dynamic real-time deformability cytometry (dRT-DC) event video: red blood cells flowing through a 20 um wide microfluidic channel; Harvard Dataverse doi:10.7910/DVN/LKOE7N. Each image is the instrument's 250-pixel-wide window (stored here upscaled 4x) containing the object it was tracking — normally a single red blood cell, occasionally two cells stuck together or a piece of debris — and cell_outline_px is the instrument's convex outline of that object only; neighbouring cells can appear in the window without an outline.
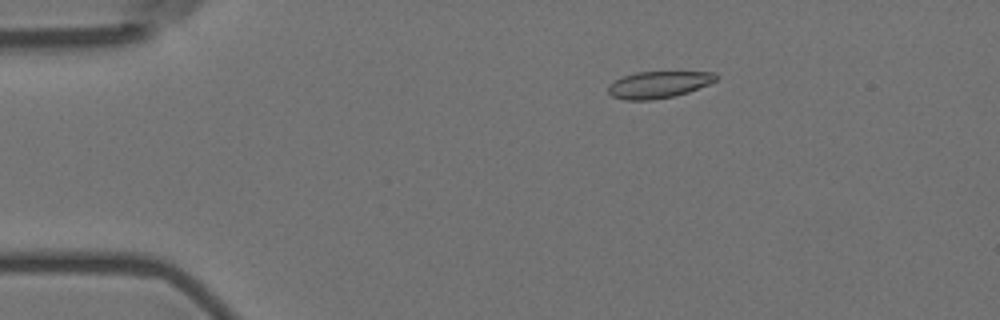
{"species": "Egyptian fruit bat (a non-hibernating species)", "species_latin": "Rousettus aegyptiacus", "temperature_condition": "room temperature", "stored_images_in_passage": 51, "camera_frame_rate_fps": 3000, "um_per_image_px": 0.085, "animal": {"sex": "female"}, "frame": {"image": 1, "passage_image": 5, "time_ms": 1.333, "image_size_px": [1000, 320], "cell_outline_px": [[720, 76], [716, 80], [708, 84], [688, 92], [672, 96], [652, 100], [624, 100], [612, 96], [608, 92], [608, 88], [616, 80], [624, 76], [636, 72], [716, 72]], "centroid_in_image_um": [56.01, 7.19], "position_along_channel_um": 29.0, "area_um2": 16.65}}
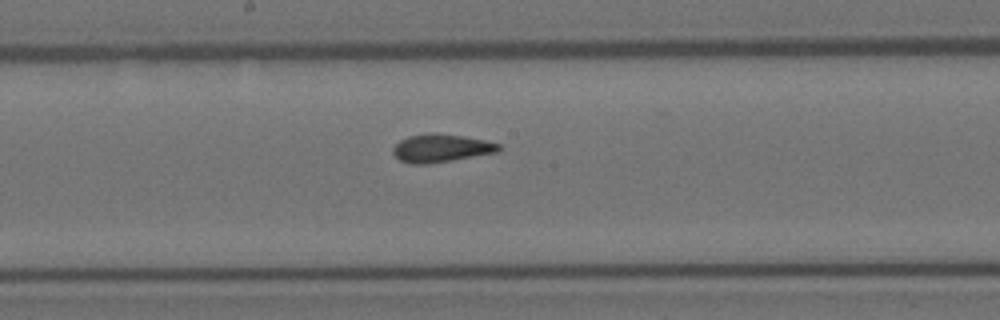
{"frame": {"image": 2, "passage_image": 25, "time_ms": 8.0, "image_size_px": [1000, 320], "cell_outline_px": [[500, 152], [428, 164], [412, 164], [400, 160], [392, 152], [392, 148], [400, 140], [408, 136], [436, 132], [464, 136], [484, 140], [500, 144]], "centroid_in_image_um": [37.5, 12.59], "position_along_channel_um": 210.7, "area_um2": 17.34}}
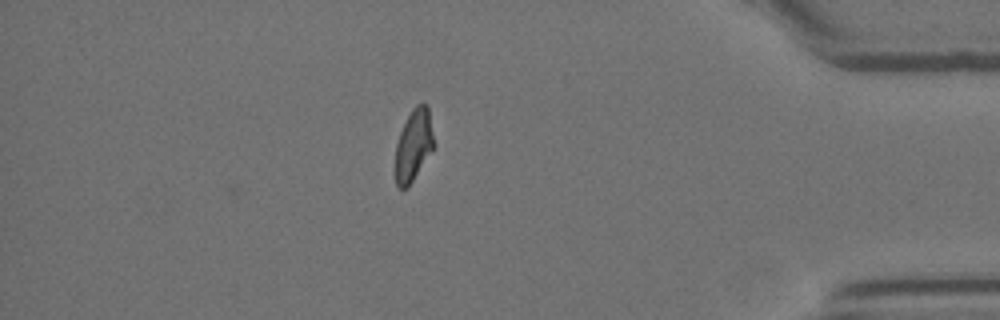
{"frame": {"image": 3, "passage_image": 44, "time_ms": 14.333, "image_size_px": [1000, 320], "cell_outline_px": [[432, 148], [408, 188], [400, 188], [396, 184], [396, 144], [400, 132], [412, 108], [416, 104], [428, 104], [432, 136]], "centroid_in_image_um": [35.12, 12.32], "position_along_channel_um": 400.1, "area_um2": 15.43}, "authors_computed_cell_mechanics": {"area_um2": 16.9932, "velocity_mm_per_s": 3.5946, "shape_relaxation_time_tau1_ms": null, "shape_relaxation_time_tau2_ms": 1.5424, "deformation_change_tau1": null, "deformation_change_tau2": 0.0774}}